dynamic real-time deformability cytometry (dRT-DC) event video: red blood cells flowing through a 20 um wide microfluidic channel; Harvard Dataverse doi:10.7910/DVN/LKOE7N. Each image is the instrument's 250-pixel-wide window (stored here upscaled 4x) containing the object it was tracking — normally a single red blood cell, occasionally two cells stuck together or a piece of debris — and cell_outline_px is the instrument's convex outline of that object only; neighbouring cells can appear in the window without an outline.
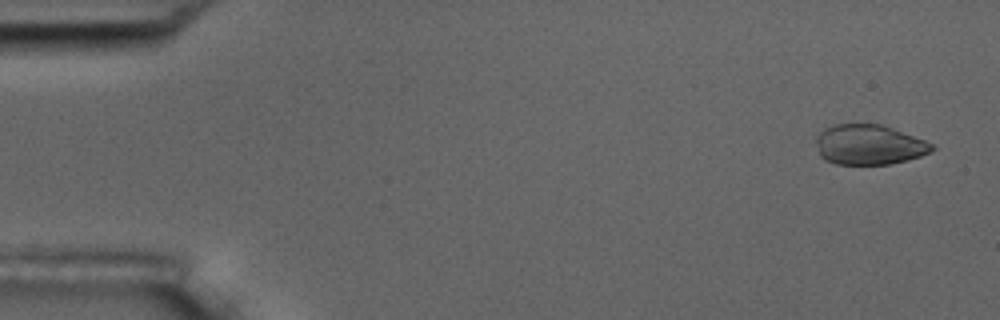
{"species": "common noctule bat (a hibernating species)", "species_latin": "Nyctalus noctula", "temperature_condition": "room temperature", "stored_images_in_passage": 5, "camera_frame_rate_fps": 3000, "um_per_image_px": 0.085, "animal": {"sex": "male", "body_mass_g": 17.5, "forearm_length_mm": 52.3}, "frame": {"image": 1, "passage_image": 1, "time_ms": 0.0, "image_size_px": [1000, 320], "cell_outline_px": [[936, 148], [920, 156], [908, 160], [888, 164], [836, 164], [824, 160], [820, 156], [816, 144], [816, 136], [824, 128], [832, 124], [880, 124], [892, 128], [924, 140], [932, 144]], "centroid_in_image_um": [73.82, 12.3], "position_along_channel_um": 11.2, "area_um2": 26.99}}
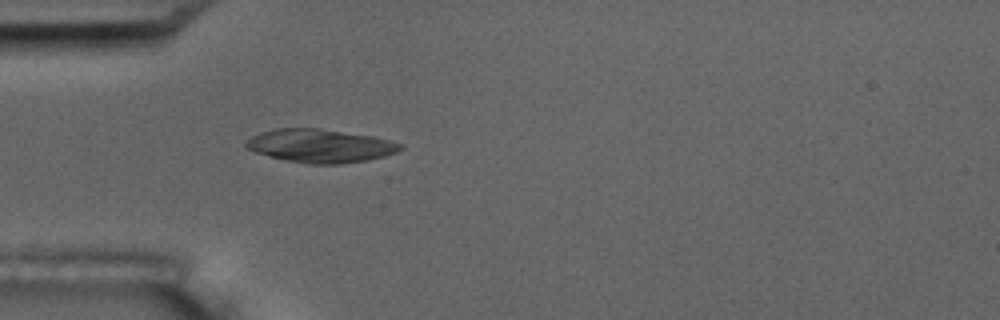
{"frame": {"image": 2, "passage_image": 5, "time_ms": 4.667, "image_size_px": [1000, 320], "cell_outline_px": [[404, 148], [396, 152], [384, 156], [368, 160], [340, 164], [308, 164], [268, 156], [244, 148], [244, 144], [252, 136], [260, 132], [276, 128], [320, 128], [372, 136], [404, 144]], "centroid_in_image_um": [27.22, 12.39], "position_along_channel_um": 57.8, "area_um2": 30.06}}